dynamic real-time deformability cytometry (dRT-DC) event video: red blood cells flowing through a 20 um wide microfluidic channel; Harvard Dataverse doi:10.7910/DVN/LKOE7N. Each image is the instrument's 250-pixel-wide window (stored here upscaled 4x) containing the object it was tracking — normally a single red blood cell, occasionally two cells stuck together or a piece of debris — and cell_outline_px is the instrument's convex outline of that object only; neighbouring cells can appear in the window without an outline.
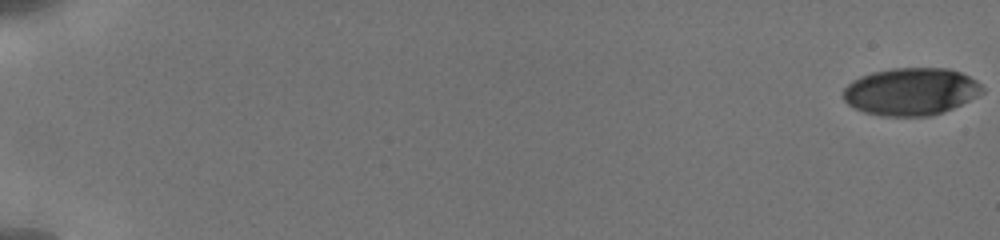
{"species": "human", "species_latin": "Homo sapiens", "temperature_condition": "cold", "stored_images_in_passage": 18, "camera_frame_rate_fps": 3000, "um_per_image_px": 0.085, "donor": {"sex": "male"}, "frame": {"image": 1, "passage_image": 1, "time_ms": 0.0, "image_size_px": [1000, 240], "cell_outline_px": [[984, 92], [944, 112], [932, 116], [880, 116], [864, 112], [848, 104], [844, 100], [844, 88], [852, 80], [860, 76], [872, 72], [892, 68], [948, 68], [960, 72], [976, 80], [984, 88]], "centroid_in_image_um": [77.42, 7.78], "position_along_channel_um": 7.6, "area_um2": 38.44}}